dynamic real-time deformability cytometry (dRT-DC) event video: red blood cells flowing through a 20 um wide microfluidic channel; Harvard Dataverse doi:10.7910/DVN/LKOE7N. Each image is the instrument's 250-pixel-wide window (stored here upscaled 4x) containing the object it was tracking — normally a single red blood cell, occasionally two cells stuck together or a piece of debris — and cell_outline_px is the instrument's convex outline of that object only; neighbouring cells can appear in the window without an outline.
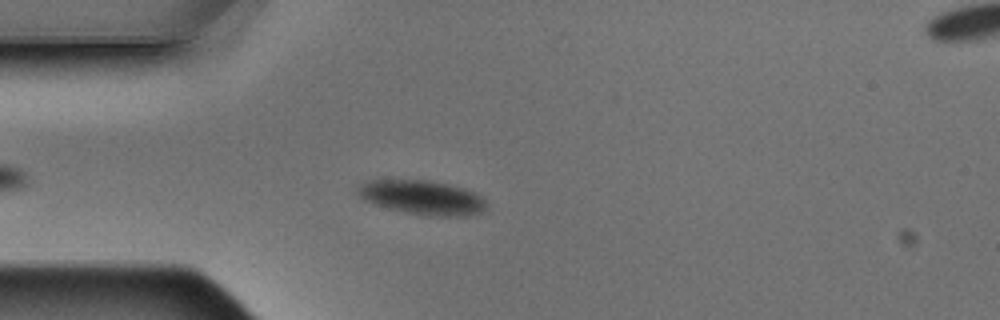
{"species": "Egyptian fruit bat (a non-hibernating species)", "species_latin": "Rousettus aegyptiacus", "temperature_condition": "warm", "stored_images_in_passage": 5, "segment_of_instrument_passage": [1, 2], "camera_frame_rate_fps": 3000, "um_per_image_px": 0.085, "animal": {"sex": "male"}, "frame": {"image": 1, "passage_image": 4, "time_ms": 1.0, "image_size_px": [1000, 320], "cell_outline_px": [[488, 204], [484, 212], [468, 216], [428, 216], [388, 208], [364, 200], [356, 192], [356, 188], [360, 184], [368, 180], [428, 180], [448, 184], [464, 188], [476, 192]], "centroid_in_image_um": [35.93, 16.78], "position_along_channel_um": 49.1, "area_um2": 25.78}}